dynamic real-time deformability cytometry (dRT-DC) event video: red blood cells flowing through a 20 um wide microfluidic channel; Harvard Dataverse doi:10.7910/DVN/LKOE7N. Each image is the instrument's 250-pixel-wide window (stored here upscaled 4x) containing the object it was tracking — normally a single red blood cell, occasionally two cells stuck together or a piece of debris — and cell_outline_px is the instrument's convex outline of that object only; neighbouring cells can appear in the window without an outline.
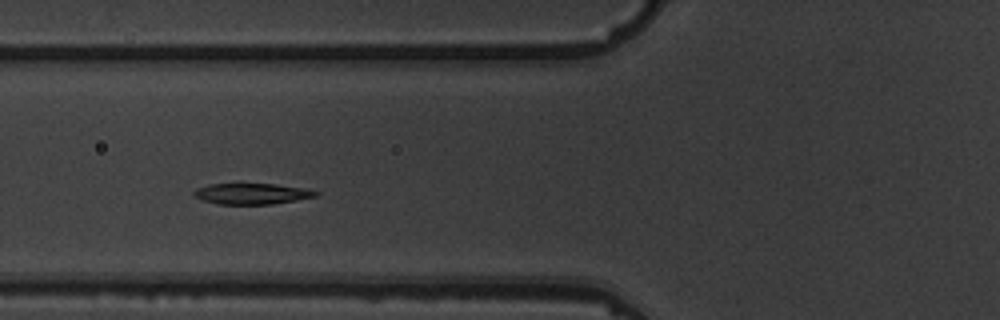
{"species": "common noctule bat (a hibernating species)", "species_latin": "Nyctalus noctula", "temperature_condition": "warm", "stored_images_in_passage": 4, "camera_frame_rate_fps": 3000, "um_per_image_px": 0.085, "animal": {"sex": "male", "body_mass_g": 19.5, "forearm_length_mm": 54.6}, "frame": {"image": 1, "passage_image": 3, "time_ms": 3.333, "image_size_px": [1000, 320], "cell_outline_px": [[320, 192], [316, 196], [296, 200], [272, 204], [220, 204], [204, 200], [196, 196], [192, 192], [196, 188], [208, 184], [276, 184], [304, 188]], "centroid_in_image_um": [21.41, 16.46], "position_along_channel_um": 104.4, "area_um2": 14.68}}
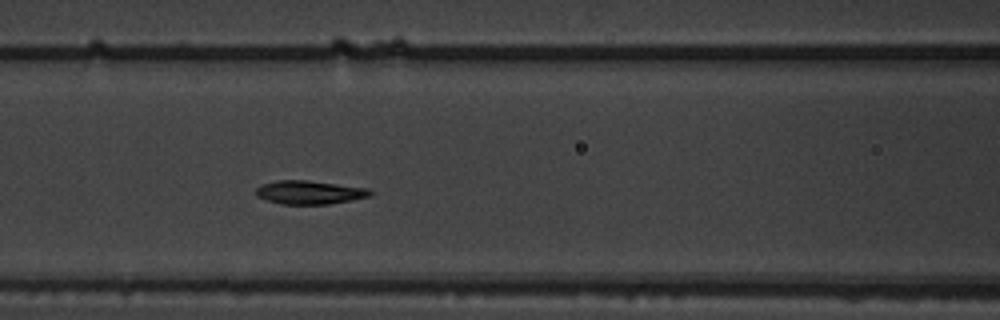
{"frame": {"image": 2, "passage_image": 4, "time_ms": 4.333, "image_size_px": [1000, 320], "cell_outline_px": [[372, 196], [352, 200], [328, 204], [280, 204], [264, 200], [256, 196], [256, 188], [260, 184], [276, 180], [308, 180], [368, 188], [372, 192]], "centroid_in_image_um": [26.27, 16.35], "position_along_channel_um": 140.3, "area_um2": 15.9}}